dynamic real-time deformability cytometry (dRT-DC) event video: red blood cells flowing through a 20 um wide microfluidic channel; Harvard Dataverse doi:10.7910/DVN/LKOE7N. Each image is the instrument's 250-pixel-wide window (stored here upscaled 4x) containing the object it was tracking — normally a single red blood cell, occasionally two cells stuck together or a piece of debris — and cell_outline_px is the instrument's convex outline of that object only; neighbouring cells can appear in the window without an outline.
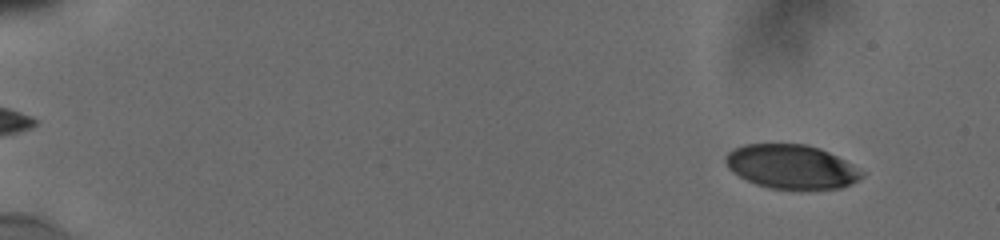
{"species": "human", "species_latin": "Homo sapiens", "temperature_condition": "cold", "stored_images_in_passage": 20, "camera_frame_rate_fps": 3000, "um_per_image_px": 0.085, "donor": {"sex": "male"}, "frame": {"image": 1, "passage_image": 2, "time_ms": 0.667, "image_size_px": [1000, 240], "cell_outline_px": [[864, 176], [840, 188], [768, 188], [756, 184], [740, 176], [728, 168], [724, 160], [724, 156], [732, 148], [744, 144], [804, 144], [820, 148], [844, 160], [864, 172]], "centroid_in_image_um": [67.22, 14.15], "position_along_channel_um": 17.8, "area_um2": 34.51}}
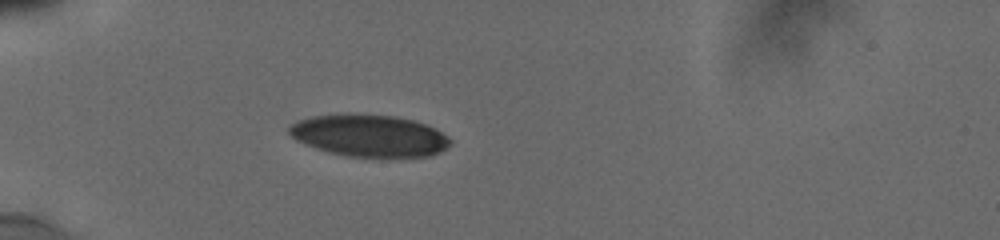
{"frame": {"image": 2, "passage_image": 15, "time_ms": 5.0, "image_size_px": [1000, 240], "cell_outline_px": [[452, 144], [440, 152], [428, 156], [348, 156], [328, 152], [316, 148], [296, 140], [288, 132], [288, 128], [292, 124], [300, 120], [312, 116], [340, 112], [348, 112], [396, 116], [412, 120], [424, 124], [448, 136], [452, 140]], "centroid_in_image_um": [31.36, 11.5], "position_along_channel_um": 53.6, "area_um2": 39.54}}
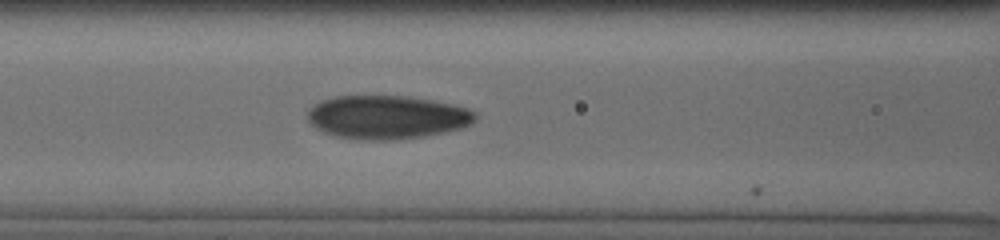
{"frame": {"image": 3, "passage_image": 20, "time_ms": 7.667, "image_size_px": [1000, 240], "cell_outline_px": [[476, 120], [472, 124], [460, 128], [444, 132], [424, 136], [396, 140], [356, 140], [336, 136], [324, 132], [316, 128], [308, 120], [308, 112], [320, 100], [336, 96], [408, 96], [432, 100], [452, 104], [468, 108], [476, 112]], "centroid_in_image_um": [32.92, 9.96], "position_along_channel_um": 133.7, "area_um2": 42.66}}